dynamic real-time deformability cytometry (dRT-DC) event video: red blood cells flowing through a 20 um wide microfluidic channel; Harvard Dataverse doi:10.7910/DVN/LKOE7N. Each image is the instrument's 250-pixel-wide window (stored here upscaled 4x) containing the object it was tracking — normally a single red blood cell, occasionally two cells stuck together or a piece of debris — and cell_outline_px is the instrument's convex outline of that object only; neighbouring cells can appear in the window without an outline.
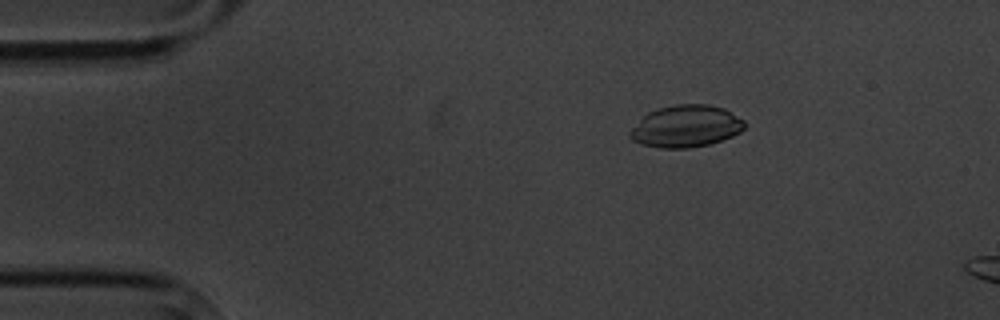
{"species": "common noctule bat (a hibernating species)", "species_latin": "Nyctalus noctula", "temperature_condition": "cold", "stored_images_in_passage": 3, "camera_frame_rate_fps": 3000, "um_per_image_px": 0.085, "animal": {"sex": "male", "body_mass_g": 20.1, "forearm_length_mm": 53.5}, "frame": {"image": 1, "passage_image": 1, "time_ms": 0.0, "image_size_px": [1000, 320], "cell_outline_px": [[744, 128], [740, 132], [732, 136], [708, 144], [688, 148], [660, 148], [644, 144], [632, 140], [628, 136], [628, 132], [648, 112], [660, 108], [676, 104], [708, 104], [724, 108], [744, 120]], "centroid_in_image_um": [58.3, 10.73], "position_along_channel_um": 26.7, "area_um2": 27.8}}